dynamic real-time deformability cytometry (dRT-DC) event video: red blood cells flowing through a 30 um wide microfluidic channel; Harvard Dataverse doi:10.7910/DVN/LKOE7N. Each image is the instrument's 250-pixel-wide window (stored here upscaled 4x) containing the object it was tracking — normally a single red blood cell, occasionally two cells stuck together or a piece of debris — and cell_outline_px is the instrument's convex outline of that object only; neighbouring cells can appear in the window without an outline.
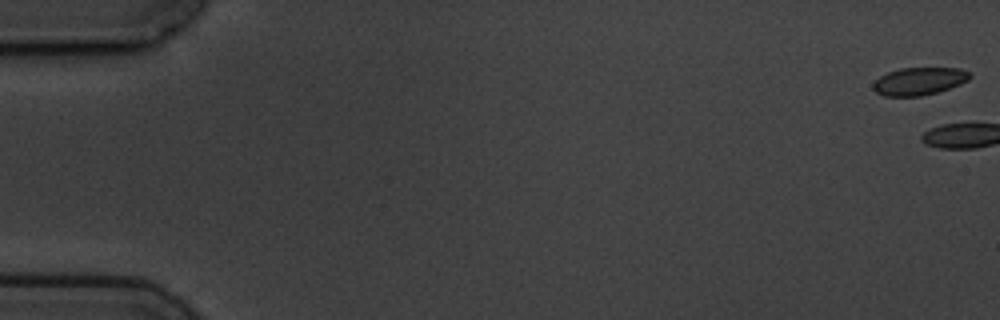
{"species": "common noctule bat (a hibernating species)", "species_latin": "Nyctalus noctula", "temperature_condition": "cold", "stored_images_in_passage": 16, "camera_frame_rate_fps": 3000, "um_per_image_px": 0.085, "animal": {"sex": "male", "body_mass_g": 19.5, "forearm_length_mm": 54.6}, "frame": {"image": 1, "passage_image": 1, "time_ms": 0.0, "image_size_px": [1000, 320], "cell_outline_px": [[972, 76], [968, 80], [960, 84], [936, 92], [920, 96], [884, 96], [876, 92], [872, 88], [872, 84], [880, 76], [888, 72], [900, 68], [960, 68], [968, 72]], "centroid_in_image_um": [78.1, 6.9], "position_along_channel_um": 6.9, "area_um2": 15.49}}
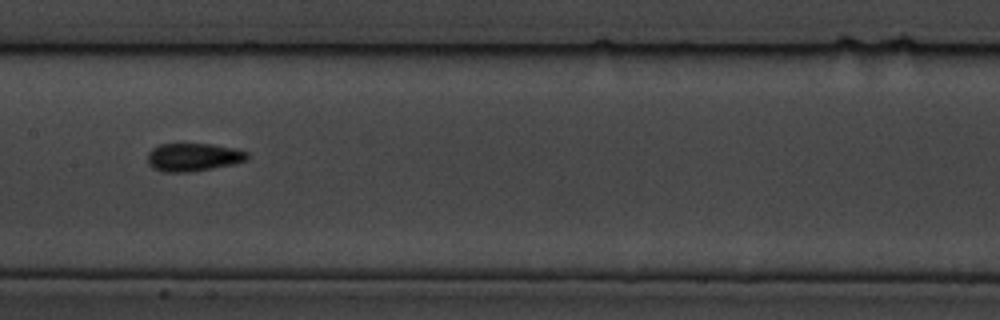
{"frame": {"image": 2, "passage_image": 9, "time_ms": 10.0, "image_size_px": [1000, 320], "cell_outline_px": [[248, 160], [232, 164], [192, 172], [164, 172], [152, 168], [148, 164], [148, 152], [152, 148], [160, 144], [212, 144], [232, 148], [248, 152]], "centroid_in_image_um": [16.4, 13.36], "position_along_channel_um": 191.0, "area_um2": 16.3}}
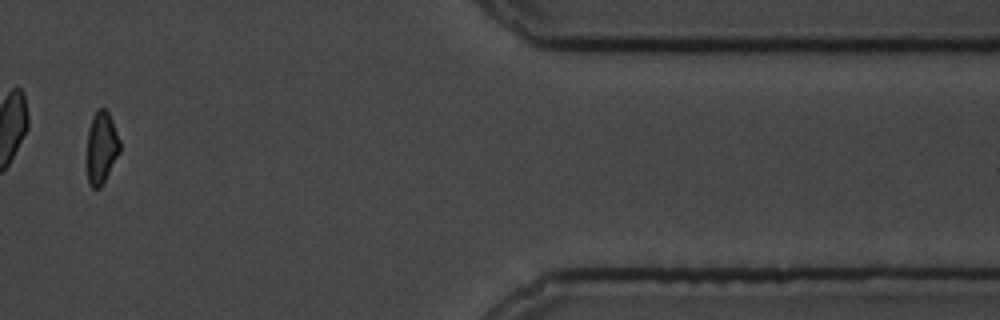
{"frame": {"image": 3, "passage_image": 14, "time_ms": 17.0, "image_size_px": [1000, 320], "cell_outline_px": [[120, 152], [100, 188], [92, 188], [88, 184], [84, 160], [88, 128], [92, 116], [96, 108], [104, 108], [108, 112], [112, 120], [120, 140]], "centroid_in_image_um": [8.56, 12.56], "position_along_channel_um": 402.8, "area_um2": 14.57}, "authors_computed_cell_mechanics": {"area_um2": 15.4615, "velocity_mm_per_s": 3.603, "shape_relaxation_time_tau1_ms": 3.2388, "shape_relaxation_time_tau2_ms": 1.3343, "deformation_change_tau1": 0.0834, "deformation_change_tau2": 0.0563}}